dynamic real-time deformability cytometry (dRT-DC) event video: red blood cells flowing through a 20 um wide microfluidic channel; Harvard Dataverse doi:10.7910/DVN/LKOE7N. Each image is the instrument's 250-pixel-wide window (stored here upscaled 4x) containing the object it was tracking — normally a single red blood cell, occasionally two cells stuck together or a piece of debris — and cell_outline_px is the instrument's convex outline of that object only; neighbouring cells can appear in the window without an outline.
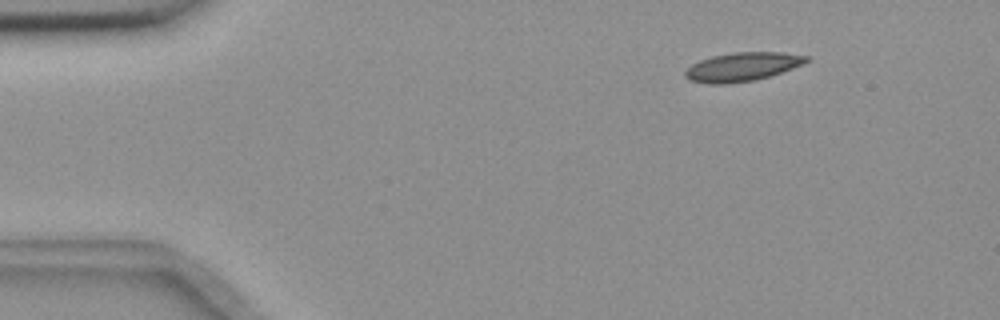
{"species": "common noctule bat (a hibernating species)", "species_latin": "Nyctalus noctula", "temperature_condition": "room temperature", "stored_images_in_passage": 4, "camera_frame_rate_fps": 3000, "um_per_image_px": 0.085, "animal": {"sex": "female", "body_mass_g": 18.4}, "frame": {"image": 1, "passage_image": 1, "time_ms": 0.0, "image_size_px": [1000, 320], "cell_outline_px": [[812, 60], [804, 64], [768, 76], [752, 80], [724, 84], [708, 84], [688, 80], [684, 76], [684, 72], [692, 64], [700, 60], [712, 56], [732, 52], [780, 52], [808, 56]], "centroid_in_image_um": [63.08, 5.67], "position_along_channel_um": 21.9, "area_um2": 20.23}}
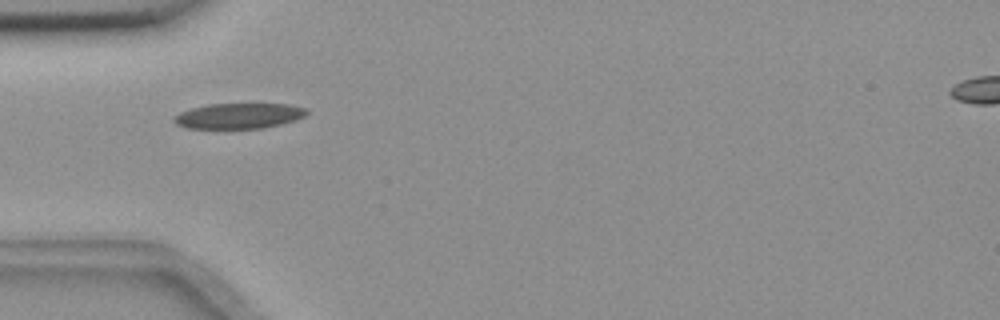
{"frame": {"image": 2, "passage_image": 3, "time_ms": 0.667, "image_size_px": [1000, 320], "cell_outline_px": [[308, 112], [304, 116], [296, 120], [264, 128], [184, 128], [176, 124], [172, 120], [180, 112], [192, 108], [208, 104], [288, 104], [308, 108]], "centroid_in_image_um": [20.32, 9.85], "position_along_channel_um": 64.7, "area_um2": 19.65}}